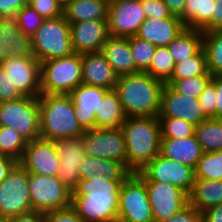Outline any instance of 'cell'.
I'll return each instance as SVG.
<instances>
[{
    "mask_svg": "<svg viewBox=\"0 0 222 222\" xmlns=\"http://www.w3.org/2000/svg\"><path fill=\"white\" fill-rule=\"evenodd\" d=\"M204 222H222V204L202 211Z\"/></svg>",
    "mask_w": 222,
    "mask_h": 222,
    "instance_id": "obj_53",
    "label": "cell"
},
{
    "mask_svg": "<svg viewBox=\"0 0 222 222\" xmlns=\"http://www.w3.org/2000/svg\"><path fill=\"white\" fill-rule=\"evenodd\" d=\"M185 28L176 16L162 19L146 18L135 36L156 47H167Z\"/></svg>",
    "mask_w": 222,
    "mask_h": 222,
    "instance_id": "obj_23",
    "label": "cell"
},
{
    "mask_svg": "<svg viewBox=\"0 0 222 222\" xmlns=\"http://www.w3.org/2000/svg\"><path fill=\"white\" fill-rule=\"evenodd\" d=\"M28 191L32 211L49 212L71 205V191L57 176L29 174Z\"/></svg>",
    "mask_w": 222,
    "mask_h": 222,
    "instance_id": "obj_9",
    "label": "cell"
},
{
    "mask_svg": "<svg viewBox=\"0 0 222 222\" xmlns=\"http://www.w3.org/2000/svg\"><path fill=\"white\" fill-rule=\"evenodd\" d=\"M0 126L14 128L27 142L40 138L38 97L23 96L0 103Z\"/></svg>",
    "mask_w": 222,
    "mask_h": 222,
    "instance_id": "obj_7",
    "label": "cell"
},
{
    "mask_svg": "<svg viewBox=\"0 0 222 222\" xmlns=\"http://www.w3.org/2000/svg\"><path fill=\"white\" fill-rule=\"evenodd\" d=\"M19 163L30 174L57 176L59 157L55 141L39 138L28 142Z\"/></svg>",
    "mask_w": 222,
    "mask_h": 222,
    "instance_id": "obj_18",
    "label": "cell"
},
{
    "mask_svg": "<svg viewBox=\"0 0 222 222\" xmlns=\"http://www.w3.org/2000/svg\"><path fill=\"white\" fill-rule=\"evenodd\" d=\"M44 222H83L75 209L70 205L65 208L44 213Z\"/></svg>",
    "mask_w": 222,
    "mask_h": 222,
    "instance_id": "obj_45",
    "label": "cell"
},
{
    "mask_svg": "<svg viewBox=\"0 0 222 222\" xmlns=\"http://www.w3.org/2000/svg\"><path fill=\"white\" fill-rule=\"evenodd\" d=\"M121 129L125 137L127 169L137 173L160 154L158 117H126Z\"/></svg>",
    "mask_w": 222,
    "mask_h": 222,
    "instance_id": "obj_3",
    "label": "cell"
},
{
    "mask_svg": "<svg viewBox=\"0 0 222 222\" xmlns=\"http://www.w3.org/2000/svg\"><path fill=\"white\" fill-rule=\"evenodd\" d=\"M203 153L195 135L179 139L161 138L160 141V155L193 169Z\"/></svg>",
    "mask_w": 222,
    "mask_h": 222,
    "instance_id": "obj_24",
    "label": "cell"
},
{
    "mask_svg": "<svg viewBox=\"0 0 222 222\" xmlns=\"http://www.w3.org/2000/svg\"><path fill=\"white\" fill-rule=\"evenodd\" d=\"M100 52L118 76L138 73L128 37L110 36Z\"/></svg>",
    "mask_w": 222,
    "mask_h": 222,
    "instance_id": "obj_25",
    "label": "cell"
},
{
    "mask_svg": "<svg viewBox=\"0 0 222 222\" xmlns=\"http://www.w3.org/2000/svg\"><path fill=\"white\" fill-rule=\"evenodd\" d=\"M129 46L138 72H147L155 55L156 46L137 36L128 37Z\"/></svg>",
    "mask_w": 222,
    "mask_h": 222,
    "instance_id": "obj_38",
    "label": "cell"
},
{
    "mask_svg": "<svg viewBox=\"0 0 222 222\" xmlns=\"http://www.w3.org/2000/svg\"><path fill=\"white\" fill-rule=\"evenodd\" d=\"M27 143L14 128L0 126V155L11 157L19 162Z\"/></svg>",
    "mask_w": 222,
    "mask_h": 222,
    "instance_id": "obj_35",
    "label": "cell"
},
{
    "mask_svg": "<svg viewBox=\"0 0 222 222\" xmlns=\"http://www.w3.org/2000/svg\"><path fill=\"white\" fill-rule=\"evenodd\" d=\"M211 79L212 75L208 72L206 75L188 77L180 80H168L165 84L170 85L180 94L198 98Z\"/></svg>",
    "mask_w": 222,
    "mask_h": 222,
    "instance_id": "obj_40",
    "label": "cell"
},
{
    "mask_svg": "<svg viewBox=\"0 0 222 222\" xmlns=\"http://www.w3.org/2000/svg\"><path fill=\"white\" fill-rule=\"evenodd\" d=\"M217 93L215 85L210 81L198 97L204 115L209 118H216Z\"/></svg>",
    "mask_w": 222,
    "mask_h": 222,
    "instance_id": "obj_43",
    "label": "cell"
},
{
    "mask_svg": "<svg viewBox=\"0 0 222 222\" xmlns=\"http://www.w3.org/2000/svg\"><path fill=\"white\" fill-rule=\"evenodd\" d=\"M162 222H204V216L201 211L188 204L180 212Z\"/></svg>",
    "mask_w": 222,
    "mask_h": 222,
    "instance_id": "obj_47",
    "label": "cell"
},
{
    "mask_svg": "<svg viewBox=\"0 0 222 222\" xmlns=\"http://www.w3.org/2000/svg\"><path fill=\"white\" fill-rule=\"evenodd\" d=\"M154 222H162L189 204V196L171 183L145 181Z\"/></svg>",
    "mask_w": 222,
    "mask_h": 222,
    "instance_id": "obj_14",
    "label": "cell"
},
{
    "mask_svg": "<svg viewBox=\"0 0 222 222\" xmlns=\"http://www.w3.org/2000/svg\"><path fill=\"white\" fill-rule=\"evenodd\" d=\"M59 157L57 177L63 185L73 192L80 180L78 166L86 156L83 141L80 137H68L55 140Z\"/></svg>",
    "mask_w": 222,
    "mask_h": 222,
    "instance_id": "obj_16",
    "label": "cell"
},
{
    "mask_svg": "<svg viewBox=\"0 0 222 222\" xmlns=\"http://www.w3.org/2000/svg\"><path fill=\"white\" fill-rule=\"evenodd\" d=\"M12 222H44V213L39 211H30L18 216H13Z\"/></svg>",
    "mask_w": 222,
    "mask_h": 222,
    "instance_id": "obj_51",
    "label": "cell"
},
{
    "mask_svg": "<svg viewBox=\"0 0 222 222\" xmlns=\"http://www.w3.org/2000/svg\"><path fill=\"white\" fill-rule=\"evenodd\" d=\"M27 4L44 19L63 16V6L57 0H30Z\"/></svg>",
    "mask_w": 222,
    "mask_h": 222,
    "instance_id": "obj_42",
    "label": "cell"
},
{
    "mask_svg": "<svg viewBox=\"0 0 222 222\" xmlns=\"http://www.w3.org/2000/svg\"><path fill=\"white\" fill-rule=\"evenodd\" d=\"M0 222H12V217L0 216Z\"/></svg>",
    "mask_w": 222,
    "mask_h": 222,
    "instance_id": "obj_55",
    "label": "cell"
},
{
    "mask_svg": "<svg viewBox=\"0 0 222 222\" xmlns=\"http://www.w3.org/2000/svg\"><path fill=\"white\" fill-rule=\"evenodd\" d=\"M80 138L86 155L116 160L127 167L125 137L121 128L85 130Z\"/></svg>",
    "mask_w": 222,
    "mask_h": 222,
    "instance_id": "obj_12",
    "label": "cell"
},
{
    "mask_svg": "<svg viewBox=\"0 0 222 222\" xmlns=\"http://www.w3.org/2000/svg\"><path fill=\"white\" fill-rule=\"evenodd\" d=\"M146 15L141 0H114L108 9V32L113 37L135 36Z\"/></svg>",
    "mask_w": 222,
    "mask_h": 222,
    "instance_id": "obj_13",
    "label": "cell"
},
{
    "mask_svg": "<svg viewBox=\"0 0 222 222\" xmlns=\"http://www.w3.org/2000/svg\"><path fill=\"white\" fill-rule=\"evenodd\" d=\"M117 222H154L146 183L137 173L121 185Z\"/></svg>",
    "mask_w": 222,
    "mask_h": 222,
    "instance_id": "obj_8",
    "label": "cell"
},
{
    "mask_svg": "<svg viewBox=\"0 0 222 222\" xmlns=\"http://www.w3.org/2000/svg\"><path fill=\"white\" fill-rule=\"evenodd\" d=\"M118 77L101 52L82 54V84L113 90Z\"/></svg>",
    "mask_w": 222,
    "mask_h": 222,
    "instance_id": "obj_22",
    "label": "cell"
},
{
    "mask_svg": "<svg viewBox=\"0 0 222 222\" xmlns=\"http://www.w3.org/2000/svg\"><path fill=\"white\" fill-rule=\"evenodd\" d=\"M165 83L146 72L118 77L115 91L127 117H158Z\"/></svg>",
    "mask_w": 222,
    "mask_h": 222,
    "instance_id": "obj_2",
    "label": "cell"
},
{
    "mask_svg": "<svg viewBox=\"0 0 222 222\" xmlns=\"http://www.w3.org/2000/svg\"><path fill=\"white\" fill-rule=\"evenodd\" d=\"M216 0H186L180 20L186 28L202 30L214 15Z\"/></svg>",
    "mask_w": 222,
    "mask_h": 222,
    "instance_id": "obj_31",
    "label": "cell"
},
{
    "mask_svg": "<svg viewBox=\"0 0 222 222\" xmlns=\"http://www.w3.org/2000/svg\"><path fill=\"white\" fill-rule=\"evenodd\" d=\"M146 18L162 19L172 17L163 0H141Z\"/></svg>",
    "mask_w": 222,
    "mask_h": 222,
    "instance_id": "obj_46",
    "label": "cell"
},
{
    "mask_svg": "<svg viewBox=\"0 0 222 222\" xmlns=\"http://www.w3.org/2000/svg\"><path fill=\"white\" fill-rule=\"evenodd\" d=\"M195 136L203 152L222 150V119L209 118L195 126Z\"/></svg>",
    "mask_w": 222,
    "mask_h": 222,
    "instance_id": "obj_32",
    "label": "cell"
},
{
    "mask_svg": "<svg viewBox=\"0 0 222 222\" xmlns=\"http://www.w3.org/2000/svg\"><path fill=\"white\" fill-rule=\"evenodd\" d=\"M24 95L17 89L8 73L0 66V103L16 100Z\"/></svg>",
    "mask_w": 222,
    "mask_h": 222,
    "instance_id": "obj_44",
    "label": "cell"
},
{
    "mask_svg": "<svg viewBox=\"0 0 222 222\" xmlns=\"http://www.w3.org/2000/svg\"><path fill=\"white\" fill-rule=\"evenodd\" d=\"M34 57L42 61L62 58L74 52L71 44L70 23L64 16L45 19L31 37Z\"/></svg>",
    "mask_w": 222,
    "mask_h": 222,
    "instance_id": "obj_6",
    "label": "cell"
},
{
    "mask_svg": "<svg viewBox=\"0 0 222 222\" xmlns=\"http://www.w3.org/2000/svg\"><path fill=\"white\" fill-rule=\"evenodd\" d=\"M80 179H90L93 175L105 180H125L131 172L116 160L86 155L78 166Z\"/></svg>",
    "mask_w": 222,
    "mask_h": 222,
    "instance_id": "obj_26",
    "label": "cell"
},
{
    "mask_svg": "<svg viewBox=\"0 0 222 222\" xmlns=\"http://www.w3.org/2000/svg\"><path fill=\"white\" fill-rule=\"evenodd\" d=\"M161 138L179 139L195 135V125L180 118L158 117Z\"/></svg>",
    "mask_w": 222,
    "mask_h": 222,
    "instance_id": "obj_39",
    "label": "cell"
},
{
    "mask_svg": "<svg viewBox=\"0 0 222 222\" xmlns=\"http://www.w3.org/2000/svg\"><path fill=\"white\" fill-rule=\"evenodd\" d=\"M71 44L74 52H100L110 37L107 20L70 23Z\"/></svg>",
    "mask_w": 222,
    "mask_h": 222,
    "instance_id": "obj_19",
    "label": "cell"
},
{
    "mask_svg": "<svg viewBox=\"0 0 222 222\" xmlns=\"http://www.w3.org/2000/svg\"><path fill=\"white\" fill-rule=\"evenodd\" d=\"M194 177L202 180H222V150L204 152L194 168Z\"/></svg>",
    "mask_w": 222,
    "mask_h": 222,
    "instance_id": "obj_36",
    "label": "cell"
},
{
    "mask_svg": "<svg viewBox=\"0 0 222 222\" xmlns=\"http://www.w3.org/2000/svg\"><path fill=\"white\" fill-rule=\"evenodd\" d=\"M137 174L144 181L171 183L188 196L194 186V169L158 154Z\"/></svg>",
    "mask_w": 222,
    "mask_h": 222,
    "instance_id": "obj_11",
    "label": "cell"
},
{
    "mask_svg": "<svg viewBox=\"0 0 222 222\" xmlns=\"http://www.w3.org/2000/svg\"><path fill=\"white\" fill-rule=\"evenodd\" d=\"M203 48L209 73L212 76L222 75V30L204 32Z\"/></svg>",
    "mask_w": 222,
    "mask_h": 222,
    "instance_id": "obj_33",
    "label": "cell"
},
{
    "mask_svg": "<svg viewBox=\"0 0 222 222\" xmlns=\"http://www.w3.org/2000/svg\"><path fill=\"white\" fill-rule=\"evenodd\" d=\"M26 4L24 0H0V18H14Z\"/></svg>",
    "mask_w": 222,
    "mask_h": 222,
    "instance_id": "obj_48",
    "label": "cell"
},
{
    "mask_svg": "<svg viewBox=\"0 0 222 222\" xmlns=\"http://www.w3.org/2000/svg\"><path fill=\"white\" fill-rule=\"evenodd\" d=\"M82 84V54L41 62V94H69Z\"/></svg>",
    "mask_w": 222,
    "mask_h": 222,
    "instance_id": "obj_5",
    "label": "cell"
},
{
    "mask_svg": "<svg viewBox=\"0 0 222 222\" xmlns=\"http://www.w3.org/2000/svg\"><path fill=\"white\" fill-rule=\"evenodd\" d=\"M29 174L18 162L0 183V216L13 217L32 211Z\"/></svg>",
    "mask_w": 222,
    "mask_h": 222,
    "instance_id": "obj_10",
    "label": "cell"
},
{
    "mask_svg": "<svg viewBox=\"0 0 222 222\" xmlns=\"http://www.w3.org/2000/svg\"><path fill=\"white\" fill-rule=\"evenodd\" d=\"M38 101L40 138L55 141L81 137L84 130L75 117L74 103L69 94H41Z\"/></svg>",
    "mask_w": 222,
    "mask_h": 222,
    "instance_id": "obj_4",
    "label": "cell"
},
{
    "mask_svg": "<svg viewBox=\"0 0 222 222\" xmlns=\"http://www.w3.org/2000/svg\"><path fill=\"white\" fill-rule=\"evenodd\" d=\"M167 48L175 63L197 54L203 48V32L201 30L185 28Z\"/></svg>",
    "mask_w": 222,
    "mask_h": 222,
    "instance_id": "obj_30",
    "label": "cell"
},
{
    "mask_svg": "<svg viewBox=\"0 0 222 222\" xmlns=\"http://www.w3.org/2000/svg\"><path fill=\"white\" fill-rule=\"evenodd\" d=\"M222 30V0L215 1L214 15L211 21L201 30L204 32Z\"/></svg>",
    "mask_w": 222,
    "mask_h": 222,
    "instance_id": "obj_49",
    "label": "cell"
},
{
    "mask_svg": "<svg viewBox=\"0 0 222 222\" xmlns=\"http://www.w3.org/2000/svg\"><path fill=\"white\" fill-rule=\"evenodd\" d=\"M0 66L24 96L41 95V63L35 57L8 58Z\"/></svg>",
    "mask_w": 222,
    "mask_h": 222,
    "instance_id": "obj_15",
    "label": "cell"
},
{
    "mask_svg": "<svg viewBox=\"0 0 222 222\" xmlns=\"http://www.w3.org/2000/svg\"><path fill=\"white\" fill-rule=\"evenodd\" d=\"M63 7L69 3L71 0H57Z\"/></svg>",
    "mask_w": 222,
    "mask_h": 222,
    "instance_id": "obj_56",
    "label": "cell"
},
{
    "mask_svg": "<svg viewBox=\"0 0 222 222\" xmlns=\"http://www.w3.org/2000/svg\"><path fill=\"white\" fill-rule=\"evenodd\" d=\"M108 91L102 87L80 84L69 93L74 103L75 117L84 131L96 128V112Z\"/></svg>",
    "mask_w": 222,
    "mask_h": 222,
    "instance_id": "obj_20",
    "label": "cell"
},
{
    "mask_svg": "<svg viewBox=\"0 0 222 222\" xmlns=\"http://www.w3.org/2000/svg\"><path fill=\"white\" fill-rule=\"evenodd\" d=\"M123 181L105 180L101 175L80 179L71 193V206L83 222H117Z\"/></svg>",
    "mask_w": 222,
    "mask_h": 222,
    "instance_id": "obj_1",
    "label": "cell"
},
{
    "mask_svg": "<svg viewBox=\"0 0 222 222\" xmlns=\"http://www.w3.org/2000/svg\"><path fill=\"white\" fill-rule=\"evenodd\" d=\"M109 3L103 0H71L63 7V16L69 23L89 20H107Z\"/></svg>",
    "mask_w": 222,
    "mask_h": 222,
    "instance_id": "obj_27",
    "label": "cell"
},
{
    "mask_svg": "<svg viewBox=\"0 0 222 222\" xmlns=\"http://www.w3.org/2000/svg\"><path fill=\"white\" fill-rule=\"evenodd\" d=\"M15 57H34L31 37L21 32L14 18H0V62Z\"/></svg>",
    "mask_w": 222,
    "mask_h": 222,
    "instance_id": "obj_21",
    "label": "cell"
},
{
    "mask_svg": "<svg viewBox=\"0 0 222 222\" xmlns=\"http://www.w3.org/2000/svg\"><path fill=\"white\" fill-rule=\"evenodd\" d=\"M158 117L180 118L195 126L208 119L198 98L180 94L168 84L164 85L161 93Z\"/></svg>",
    "mask_w": 222,
    "mask_h": 222,
    "instance_id": "obj_17",
    "label": "cell"
},
{
    "mask_svg": "<svg viewBox=\"0 0 222 222\" xmlns=\"http://www.w3.org/2000/svg\"><path fill=\"white\" fill-rule=\"evenodd\" d=\"M175 61L167 47H156L149 70L146 72L153 78L166 83L172 76Z\"/></svg>",
    "mask_w": 222,
    "mask_h": 222,
    "instance_id": "obj_37",
    "label": "cell"
},
{
    "mask_svg": "<svg viewBox=\"0 0 222 222\" xmlns=\"http://www.w3.org/2000/svg\"><path fill=\"white\" fill-rule=\"evenodd\" d=\"M14 19L21 32L29 37L35 34L45 20L28 4L15 14Z\"/></svg>",
    "mask_w": 222,
    "mask_h": 222,
    "instance_id": "obj_41",
    "label": "cell"
},
{
    "mask_svg": "<svg viewBox=\"0 0 222 222\" xmlns=\"http://www.w3.org/2000/svg\"><path fill=\"white\" fill-rule=\"evenodd\" d=\"M172 16L180 18L183 14L186 0H163Z\"/></svg>",
    "mask_w": 222,
    "mask_h": 222,
    "instance_id": "obj_54",
    "label": "cell"
},
{
    "mask_svg": "<svg viewBox=\"0 0 222 222\" xmlns=\"http://www.w3.org/2000/svg\"><path fill=\"white\" fill-rule=\"evenodd\" d=\"M126 117L117 92L114 89L109 90L96 112V128H121Z\"/></svg>",
    "mask_w": 222,
    "mask_h": 222,
    "instance_id": "obj_29",
    "label": "cell"
},
{
    "mask_svg": "<svg viewBox=\"0 0 222 222\" xmlns=\"http://www.w3.org/2000/svg\"><path fill=\"white\" fill-rule=\"evenodd\" d=\"M189 204L198 211L222 204V180H202L195 178L189 195Z\"/></svg>",
    "mask_w": 222,
    "mask_h": 222,
    "instance_id": "obj_28",
    "label": "cell"
},
{
    "mask_svg": "<svg viewBox=\"0 0 222 222\" xmlns=\"http://www.w3.org/2000/svg\"><path fill=\"white\" fill-rule=\"evenodd\" d=\"M106 1L107 3L111 4L114 0H103Z\"/></svg>",
    "mask_w": 222,
    "mask_h": 222,
    "instance_id": "obj_57",
    "label": "cell"
},
{
    "mask_svg": "<svg viewBox=\"0 0 222 222\" xmlns=\"http://www.w3.org/2000/svg\"><path fill=\"white\" fill-rule=\"evenodd\" d=\"M208 72L207 57L204 48H202L197 54L175 63L172 76L169 80H180L206 75Z\"/></svg>",
    "mask_w": 222,
    "mask_h": 222,
    "instance_id": "obj_34",
    "label": "cell"
},
{
    "mask_svg": "<svg viewBox=\"0 0 222 222\" xmlns=\"http://www.w3.org/2000/svg\"><path fill=\"white\" fill-rule=\"evenodd\" d=\"M18 162L11 157L0 155V183L8 176Z\"/></svg>",
    "mask_w": 222,
    "mask_h": 222,
    "instance_id": "obj_52",
    "label": "cell"
},
{
    "mask_svg": "<svg viewBox=\"0 0 222 222\" xmlns=\"http://www.w3.org/2000/svg\"><path fill=\"white\" fill-rule=\"evenodd\" d=\"M211 82L217 93L216 119H222V75L212 76Z\"/></svg>",
    "mask_w": 222,
    "mask_h": 222,
    "instance_id": "obj_50",
    "label": "cell"
}]
</instances>
